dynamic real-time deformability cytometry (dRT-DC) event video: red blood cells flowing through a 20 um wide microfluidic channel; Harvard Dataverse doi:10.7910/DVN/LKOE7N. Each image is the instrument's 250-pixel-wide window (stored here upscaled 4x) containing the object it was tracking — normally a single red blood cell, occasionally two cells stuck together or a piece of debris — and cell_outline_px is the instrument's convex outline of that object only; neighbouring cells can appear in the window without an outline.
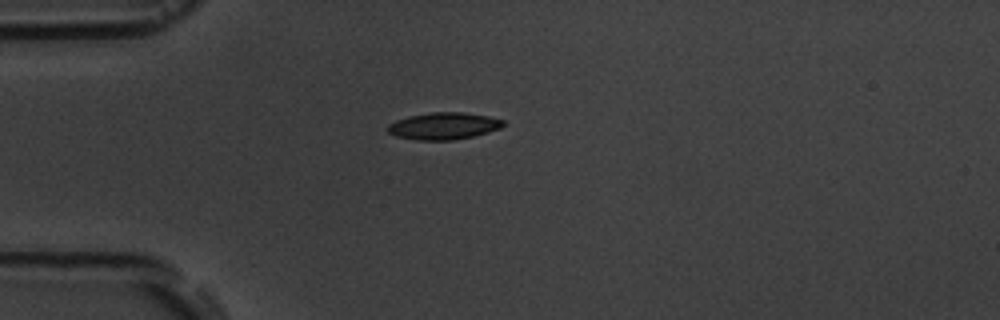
{"species": "common noctule bat (a hibernating species)", "species_latin": "Nyctalus noctula", "temperature_condition": "room temperature", "stored_images_in_passage": 1, "camera_frame_rate_fps": 3000, "um_per_image_px": 0.085, "animal": {"sex": "male", "body_mass_g": 19.5, "forearm_length_mm": 54.6}, "frame": {"image": 1, "passage_image": 1, "time_ms": 0.0, "image_size_px": [1000, 320], "cell_outline_px": [[504, 124], [500, 128], [488, 132], [472, 136], [452, 140], [416, 140], [396, 136], [388, 132], [388, 124], [396, 120], [408, 116], [432, 112], [464, 112], [488, 116], [504, 120]], "centroid_in_image_um": [37.7, 10.7], "position_along_channel_um": 47.3, "area_um2": 18.09}}